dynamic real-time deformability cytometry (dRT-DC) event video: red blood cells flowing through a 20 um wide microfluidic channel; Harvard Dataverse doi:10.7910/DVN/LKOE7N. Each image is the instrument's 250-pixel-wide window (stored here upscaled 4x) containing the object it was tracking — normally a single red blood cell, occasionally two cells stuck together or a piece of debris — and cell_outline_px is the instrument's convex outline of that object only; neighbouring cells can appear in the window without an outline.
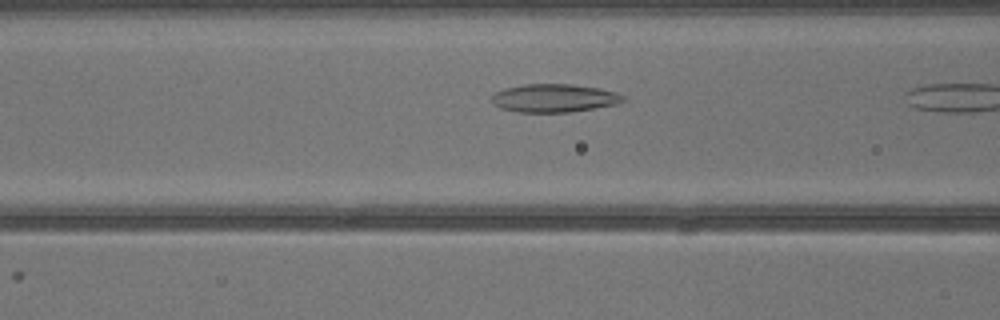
{"species": "common noctule bat (a hibernating species)", "species_latin": "Nyctalus noctula", "temperature_condition": "warm", "stored_images_in_passage": 8, "camera_frame_rate_fps": 3000, "um_per_image_px": 0.085, "animal": {"sex": "male", "body_mass_g": 13.3}, "frame": {"image": 1, "passage_image": 7, "time_ms": 2.0, "image_size_px": [1000, 320], "cell_outline_px": [[624, 100], [620, 104], [596, 108], [568, 112], [516, 112], [500, 108], [492, 104], [492, 92], [504, 88], [524, 84], [572, 84], [600, 88], [616, 92], [624, 96]], "centroid_in_image_um": [47.08, 8.34], "position_along_channel_um": 119.5, "area_um2": 21.91}}